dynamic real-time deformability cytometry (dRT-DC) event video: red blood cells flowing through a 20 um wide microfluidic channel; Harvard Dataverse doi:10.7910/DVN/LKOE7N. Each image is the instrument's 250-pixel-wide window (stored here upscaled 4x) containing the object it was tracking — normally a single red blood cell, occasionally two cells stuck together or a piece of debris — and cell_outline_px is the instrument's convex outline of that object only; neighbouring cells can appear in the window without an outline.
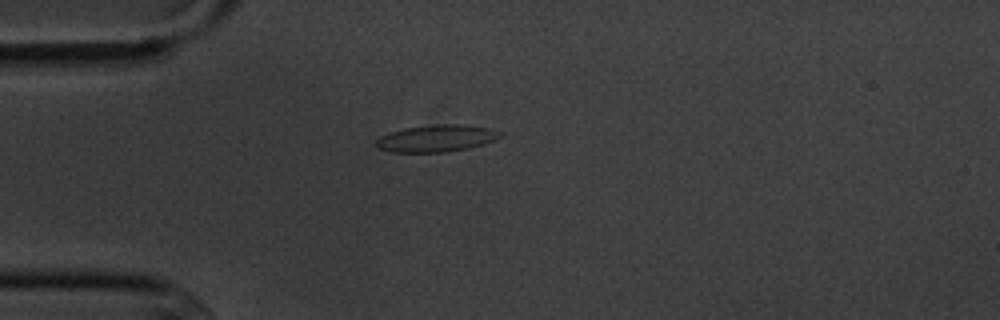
{"species": "common noctule bat (a hibernating species)", "species_latin": "Nyctalus noctula", "temperature_condition": "cold", "stored_images_in_passage": 2, "camera_frame_rate_fps": 3000, "um_per_image_px": 0.085, "animal": {"sex": "male", "body_mass_g": 20.1, "forearm_length_mm": 53.5}, "frame": {"image": 1, "passage_image": 2, "time_ms": 1.333, "image_size_px": [1000, 320], "cell_outline_px": [[504, 136], [484, 144], [468, 148], [448, 152], [392, 152], [376, 148], [372, 144], [380, 136], [388, 132], [404, 128], [436, 124], [460, 124], [488, 128], [504, 132]], "centroid_in_image_um": [37.07, 11.76], "position_along_channel_um": 47.9, "area_um2": 19.83}}